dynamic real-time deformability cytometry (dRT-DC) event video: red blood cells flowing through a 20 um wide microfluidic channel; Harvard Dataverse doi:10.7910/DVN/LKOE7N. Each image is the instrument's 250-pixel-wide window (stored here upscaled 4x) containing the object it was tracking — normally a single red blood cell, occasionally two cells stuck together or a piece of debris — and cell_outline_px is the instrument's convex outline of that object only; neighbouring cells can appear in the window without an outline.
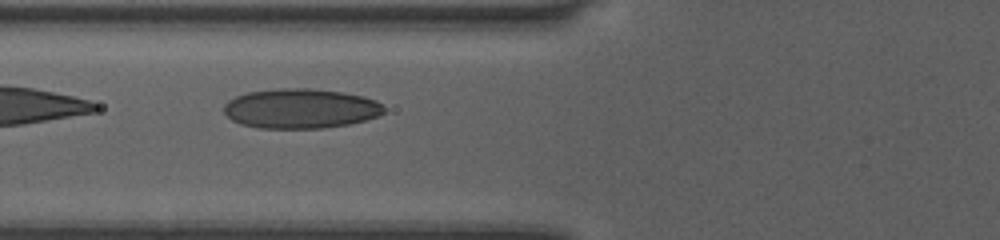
{"species": "human", "species_latin": "Homo sapiens", "temperature_condition": "room temperature", "stored_images_in_passage": 36, "camera_frame_rate_fps": 3000, "um_per_image_px": 0.085, "donor": {"sex": "female"}, "frame": {"image": 1, "passage_image": 11, "time_ms": 3.333, "image_size_px": [1000, 240], "cell_outline_px": [[384, 112], [376, 116], [364, 120], [348, 124], [324, 128], [260, 128], [240, 124], [232, 120], [224, 112], [224, 104], [228, 100], [236, 96], [248, 92], [280, 88], [308, 88], [344, 92], [364, 96], [376, 100], [384, 104]], "centroid_in_image_um": [25.55, 9.22], "position_along_channel_um": 100.2, "area_um2": 37.17}}
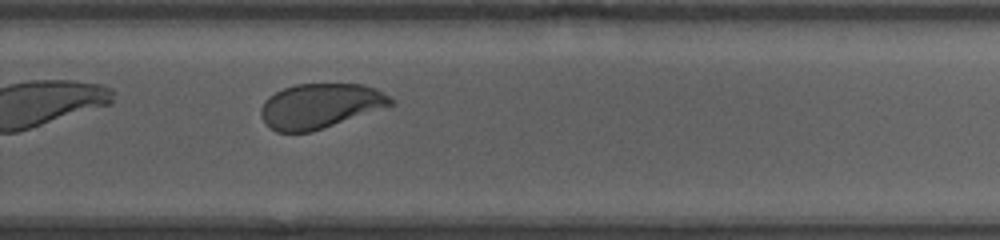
{"frame": {"image": 2, "passage_image": 26, "time_ms": 8.333, "image_size_px": [1000, 240], "cell_outline_px": [[396, 100], [392, 104], [312, 132], [276, 132], [268, 128], [264, 124], [260, 116], [260, 108], [264, 100], [268, 96], [284, 88], [296, 84], [364, 84], [376, 88], [384, 92]], "centroid_in_image_um": [27.15, 9.0], "position_along_channel_um": 302.6, "area_um2": 33.93}, "authors_computed_cell_mechanics": {"area_um2": 34.9401, "velocity_mm_per_s": 4.0376, "shape_relaxation_time_tau1_ms": 3.6925, "shape_relaxation_time_tau2_ms": null, "deformation_change_tau1": 0.1259, "deformation_change_tau2": null}}